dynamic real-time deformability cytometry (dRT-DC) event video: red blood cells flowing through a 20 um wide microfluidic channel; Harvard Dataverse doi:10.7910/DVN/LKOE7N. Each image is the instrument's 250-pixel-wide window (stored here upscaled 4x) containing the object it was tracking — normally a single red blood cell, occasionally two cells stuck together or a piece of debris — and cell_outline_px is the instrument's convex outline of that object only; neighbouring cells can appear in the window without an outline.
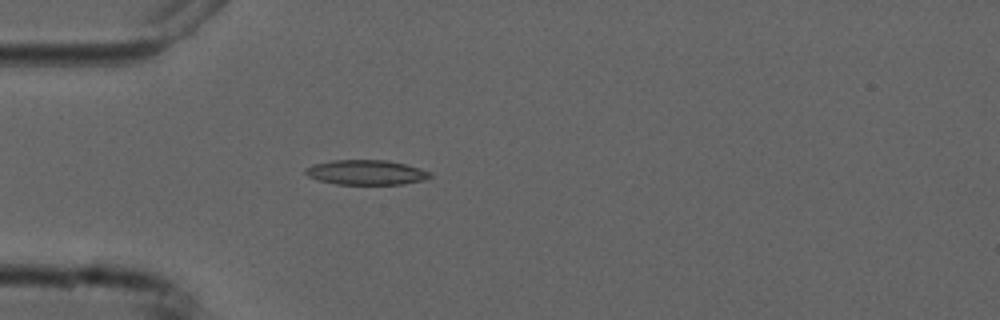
{"species": "common noctule bat (a hibernating species)", "species_latin": "Nyctalus noctula", "temperature_condition": "cold", "stored_images_in_passage": 4, "camera_frame_rate_fps": 3000, "um_per_image_px": 0.085, "animal": {"sex": "male", "forearm_length_mm": 52.5}, "frame": {"image": 1, "passage_image": 4, "time_ms": 3.667, "image_size_px": [1000, 320], "cell_outline_px": [[432, 176], [424, 180], [404, 184], [336, 184], [320, 180], [308, 176], [304, 172], [304, 168], [312, 164], [332, 160], [388, 160], [420, 168], [432, 172]], "centroid_in_image_um": [31.13, 14.65], "position_along_channel_um": 53.9, "area_um2": 18.09}}